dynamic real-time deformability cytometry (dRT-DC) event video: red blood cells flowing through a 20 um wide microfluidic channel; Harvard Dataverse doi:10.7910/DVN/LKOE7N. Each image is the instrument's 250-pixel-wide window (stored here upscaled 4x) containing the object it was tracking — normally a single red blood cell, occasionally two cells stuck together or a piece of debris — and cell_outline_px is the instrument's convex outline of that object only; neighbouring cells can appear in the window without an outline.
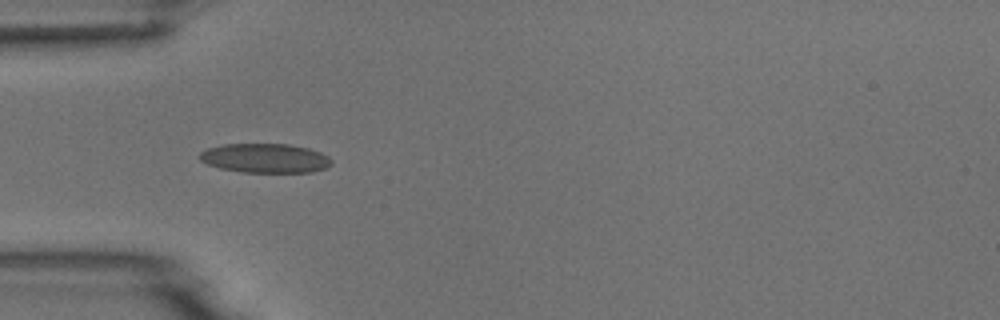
{"species": "common noctule bat (a hibernating species)", "species_latin": "Nyctalus noctula", "temperature_condition": "room temperature", "stored_images_in_passage": 6, "camera_frame_rate_fps": 3000, "um_per_image_px": 0.085, "animal": {"sex": "male", "body_mass_g": 18.8}, "frame": {"image": 1, "passage_image": 5, "time_ms": 4.667, "image_size_px": [1000, 320], "cell_outline_px": [[332, 164], [324, 168], [312, 172], [240, 172], [220, 168], [208, 164], [200, 160], [196, 156], [200, 152], [208, 148], [224, 144], [288, 144], [308, 148], [320, 152], [328, 156], [332, 160]], "centroid_in_image_um": [22.51, 13.44], "position_along_channel_um": 62.5, "area_um2": 22.54}}